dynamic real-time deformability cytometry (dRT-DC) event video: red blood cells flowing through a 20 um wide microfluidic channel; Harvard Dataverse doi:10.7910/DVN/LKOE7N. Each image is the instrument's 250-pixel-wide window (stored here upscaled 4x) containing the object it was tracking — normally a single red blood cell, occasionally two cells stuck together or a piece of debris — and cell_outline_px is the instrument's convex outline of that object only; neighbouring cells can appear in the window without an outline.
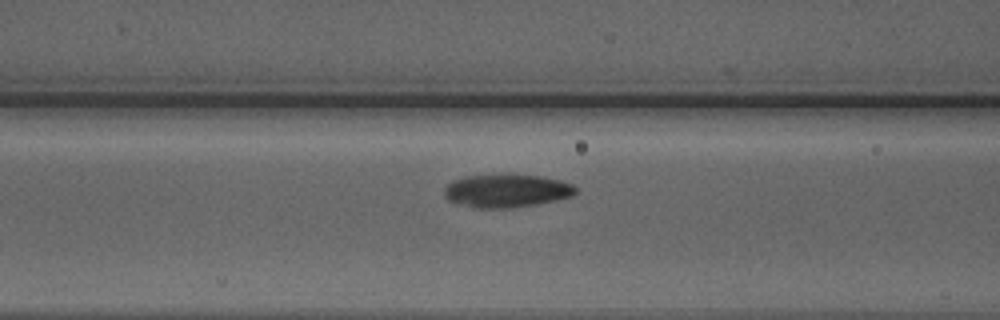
{"species": "Egyptian fruit bat (a non-hibernating species)", "species_latin": "Rousettus aegyptiacus", "temperature_condition": "warm", "stored_images_in_passage": 15, "camera_frame_rate_fps": 3000, "um_per_image_px": 0.085, "animal": {"sex": "male"}, "frame": {"image": 1, "passage_image": 13, "time_ms": 4.0, "image_size_px": [1000, 320], "cell_outline_px": [[576, 192], [572, 196], [556, 200], [536, 204], [508, 208], [476, 208], [448, 200], [444, 196], [444, 188], [452, 180], [464, 176], [544, 176], [560, 180], [572, 184], [576, 188]], "centroid_in_image_um": [43.05, 16.23], "position_along_channel_um": 123.5, "area_um2": 24.91}}